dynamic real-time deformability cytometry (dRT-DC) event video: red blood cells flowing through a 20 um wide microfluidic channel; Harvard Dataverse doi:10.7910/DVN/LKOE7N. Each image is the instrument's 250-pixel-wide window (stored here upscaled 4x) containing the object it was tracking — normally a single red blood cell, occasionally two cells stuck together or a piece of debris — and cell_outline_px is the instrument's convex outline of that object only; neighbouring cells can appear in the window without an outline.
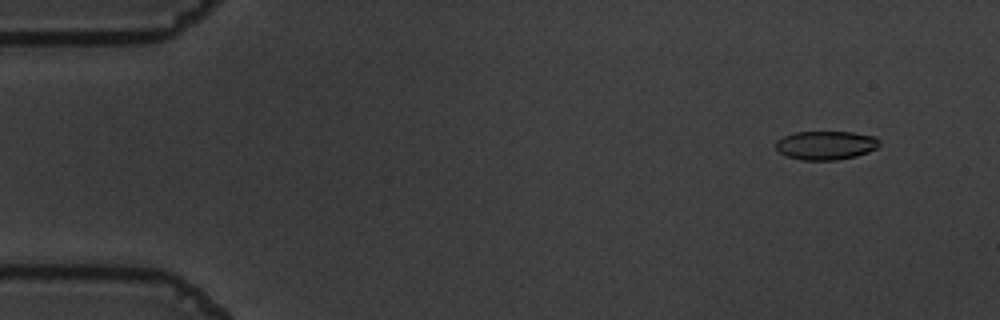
{"species": "common noctule bat (a hibernating species)", "species_latin": "Nyctalus noctula", "temperature_condition": "warm", "stored_images_in_passage": 56, "camera_frame_rate_fps": 3000, "um_per_image_px": 0.085, "animal": {"sex": "male", "body_mass_g": 19.5, "forearm_length_mm": 54.6}, "frame": {"image": 1, "passage_image": 5, "time_ms": 1.333, "image_size_px": [1000, 320], "cell_outline_px": [[880, 144], [876, 148], [868, 152], [856, 156], [836, 160], [800, 160], [784, 156], [776, 152], [776, 140], [784, 136], [796, 132], [852, 132], [876, 136], [880, 140]], "centroid_in_image_um": [70.17, 12.35], "position_along_channel_um": 14.8, "area_um2": 17.63}}
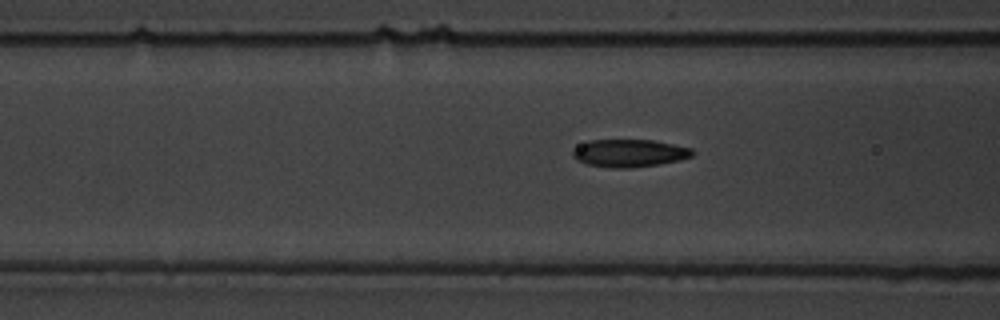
{"frame": {"image": 2, "passage_image": 22, "time_ms": 7.0, "image_size_px": [1000, 320], "cell_outline_px": [[696, 152], [692, 156], [680, 160], [660, 164], [632, 168], [612, 168], [588, 164], [576, 160], [572, 156], [572, 152], [580, 144], [588, 140], [652, 140], [692, 148]], "centroid_in_image_um": [53.51, 13.02], "position_along_channel_um": 113.1, "area_um2": 19.36}}
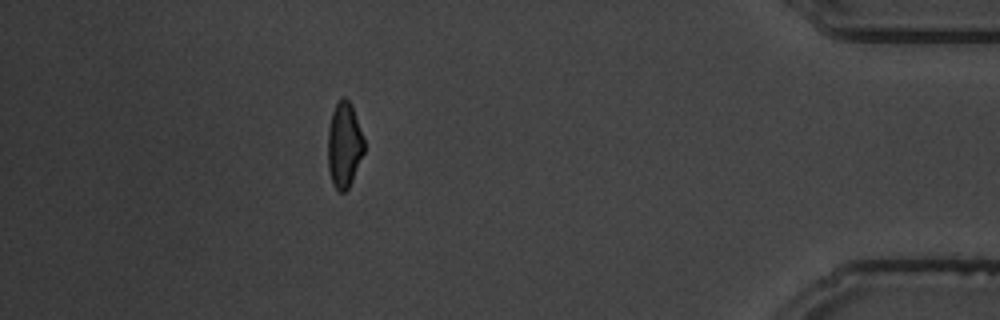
{"frame": {"image": 3, "passage_image": 50, "time_ms": 16.333, "image_size_px": [1000, 320], "cell_outline_px": [[364, 152], [352, 180], [348, 188], [344, 192], [340, 192], [332, 184], [328, 168], [328, 128], [332, 112], [340, 96], [344, 96], [352, 104], [364, 140]], "centroid_in_image_um": [29.25, 12.29], "position_along_channel_um": 406.0, "area_um2": 18.09}, "authors_computed_cell_mechanics": {"area_um2": 18.6116, "velocity_mm_per_s": 3.6501, "shape_relaxation_time_tau1_ms": 3.4036, "shape_relaxation_time_tau2_ms": 1.9446, "deformation_change_tau1": 0.1544, "deformation_change_tau2": 0.0824}}